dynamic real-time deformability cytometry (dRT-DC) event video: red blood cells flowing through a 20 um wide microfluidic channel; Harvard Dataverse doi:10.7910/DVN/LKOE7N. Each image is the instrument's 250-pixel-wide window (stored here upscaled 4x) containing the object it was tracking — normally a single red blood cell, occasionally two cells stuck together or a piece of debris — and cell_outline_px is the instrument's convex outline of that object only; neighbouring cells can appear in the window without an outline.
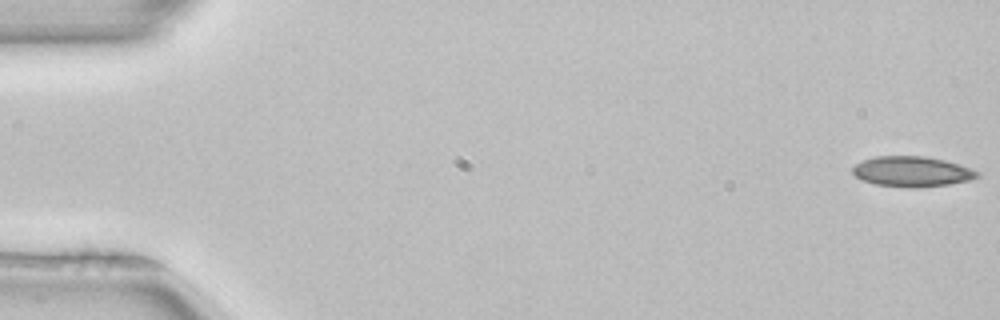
{"species": "common noctule bat (a hibernating species)", "species_latin": "Nyctalus noctula", "temperature_condition": "room temperature", "stored_images_in_passage": 51, "camera_frame_rate_fps": 3000, "um_per_image_px": 0.085, "animal": {"sex": "female", "body_mass_g": 22.7, "forearm_length_mm": 54.2}, "frame": {"image": 1, "passage_image": 1, "time_ms": 0.0, "image_size_px": [1000, 320], "cell_outline_px": [[980, 176], [968, 180], [948, 184], [876, 184], [864, 180], [856, 176], [852, 172], [852, 168], [856, 164], [864, 160], [876, 156], [924, 156], [944, 160], [980, 172]], "centroid_in_image_um": [77.5, 14.52], "position_along_channel_um": 7.5, "area_um2": 20.58}}
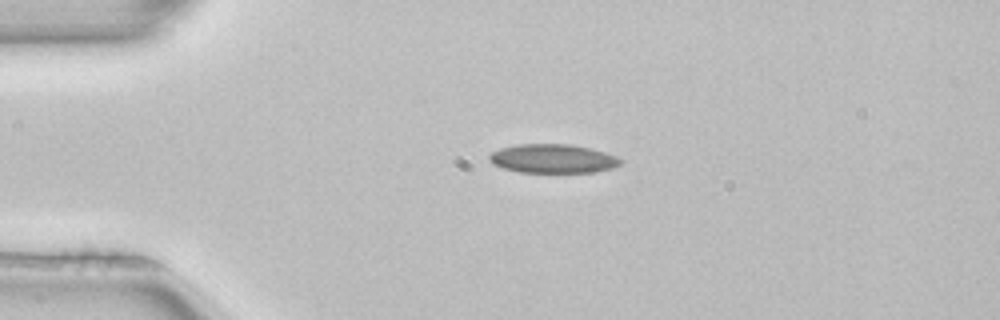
{"frame": {"image": 2, "passage_image": 12, "time_ms": 3.667, "image_size_px": [1000, 320], "cell_outline_px": [[624, 160], [620, 164], [612, 168], [592, 172], [520, 172], [504, 168], [492, 164], [488, 160], [488, 156], [492, 152], [500, 148], [516, 144], [572, 144], [592, 148], [616, 156]], "centroid_in_image_um": [46.98, 13.47], "position_along_channel_um": 38.0, "area_um2": 22.2}}
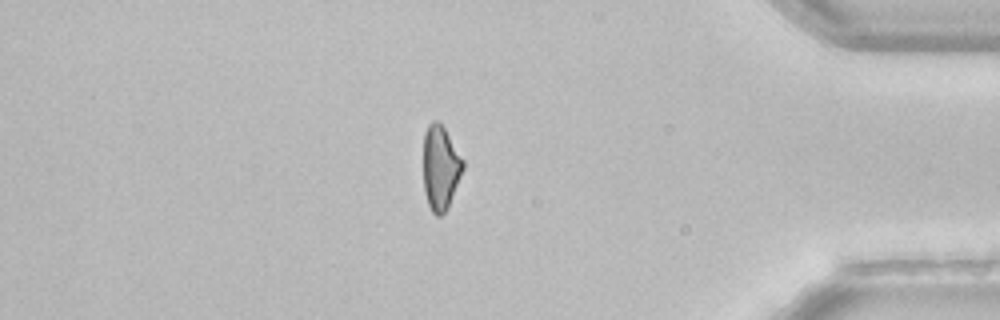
{"frame": {"image": 3, "passage_image": 44, "time_ms": 14.333, "image_size_px": [1000, 320], "cell_outline_px": [[464, 168], [448, 208], [440, 216], [436, 216], [432, 212], [428, 204], [424, 192], [424, 132], [428, 124], [432, 120], [436, 120], [444, 128], [464, 160]], "centroid_in_image_um": [37.44, 14.26], "position_along_channel_um": 397.8, "area_um2": 19.48}, "authors_computed_cell_mechanics": {"area_um2": 21.7328, "velocity_mm_per_s": 4.011, "shape_relaxation_time_tau1_ms": 8.3032, "shape_relaxation_time_tau2_ms": 5.9023, "deformation_change_tau1": 0.1564, "deformation_change_tau2": 0.1278}}